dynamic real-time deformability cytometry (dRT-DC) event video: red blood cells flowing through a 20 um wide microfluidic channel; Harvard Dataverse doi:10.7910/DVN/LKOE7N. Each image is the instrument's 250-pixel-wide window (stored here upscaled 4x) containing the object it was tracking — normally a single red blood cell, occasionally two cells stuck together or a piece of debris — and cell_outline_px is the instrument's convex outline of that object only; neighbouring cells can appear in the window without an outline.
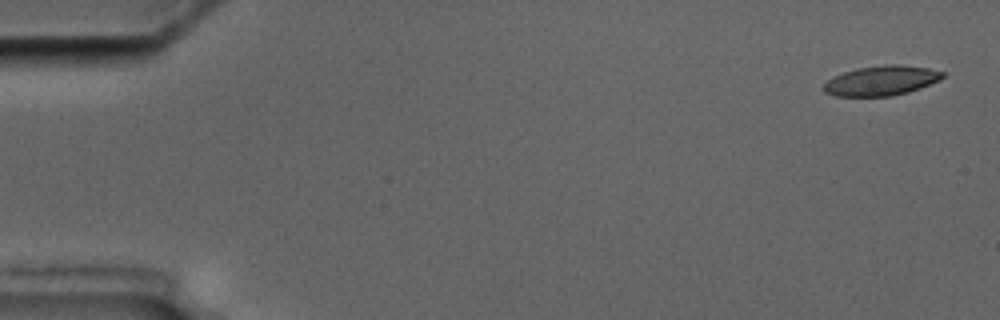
{"species": "common noctule bat (a hibernating species)", "species_latin": "Nyctalus noctula", "temperature_condition": "cold", "stored_images_in_passage": 6, "camera_frame_rate_fps": 3000, "um_per_image_px": 0.085, "animal": {"sex": "male", "body_mass_g": 17.5, "forearm_length_mm": 52.3}, "frame": {"image": 1, "passage_image": 1, "time_ms": 0.0, "image_size_px": [1000, 320], "cell_outline_px": [[944, 76], [940, 80], [920, 88], [908, 92], [892, 96], [836, 96], [824, 92], [824, 84], [828, 80], [844, 72], [856, 68], [884, 64], [900, 64], [928, 68], [944, 72]], "centroid_in_image_um": [74.94, 6.85], "position_along_channel_um": 10.1, "area_um2": 20.63}}
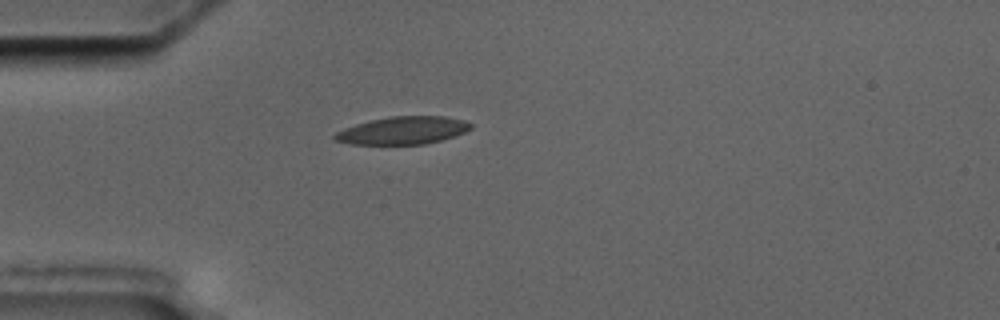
{"frame": {"image": 2, "passage_image": 5, "time_ms": 4.667, "image_size_px": [1000, 320], "cell_outline_px": [[472, 128], [464, 132], [440, 140], [424, 144], [348, 144], [332, 140], [332, 136], [336, 132], [344, 128], [356, 124], [388, 116], [444, 116], [464, 120], [472, 124]], "centroid_in_image_um": [34.2, 11.08], "position_along_channel_um": 50.8, "area_um2": 21.91}}